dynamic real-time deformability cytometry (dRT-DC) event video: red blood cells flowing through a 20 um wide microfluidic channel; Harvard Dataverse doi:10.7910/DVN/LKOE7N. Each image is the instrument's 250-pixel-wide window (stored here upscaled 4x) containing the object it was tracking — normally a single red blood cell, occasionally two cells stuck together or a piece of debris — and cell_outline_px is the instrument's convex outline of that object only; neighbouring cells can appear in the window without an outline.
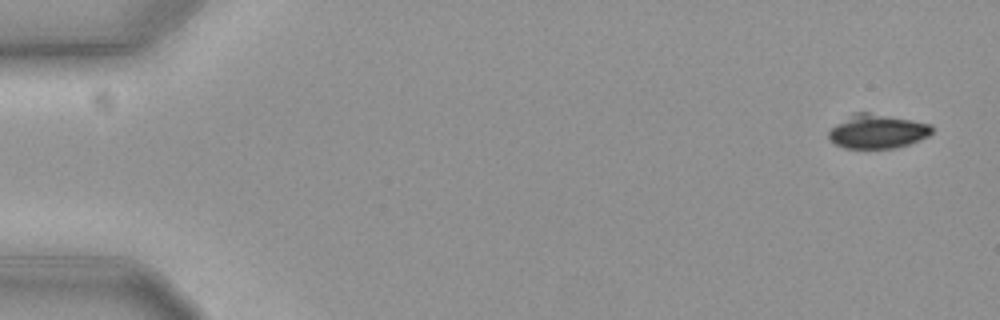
{"species": "common noctule bat (a hibernating species)", "species_latin": "Nyctalus noctula", "temperature_condition": "cold", "stored_images_in_passage": 17, "camera_frame_rate_fps": 3000, "um_per_image_px": 0.085, "animal": {"sex": "female", "body_mass_g": 19.3, "forearm_length_mm": 54.1}, "frame": {"image": 1, "passage_image": 1, "time_ms": 0.0, "image_size_px": [1000, 320], "cell_outline_px": [[932, 132], [928, 136], [920, 140], [896, 148], [844, 148], [836, 144], [828, 136], [828, 132], [836, 124], [856, 112], [868, 112], [932, 124]], "centroid_in_image_um": [74.6, 11.17], "position_along_channel_um": 10.4, "area_um2": 20.23}}
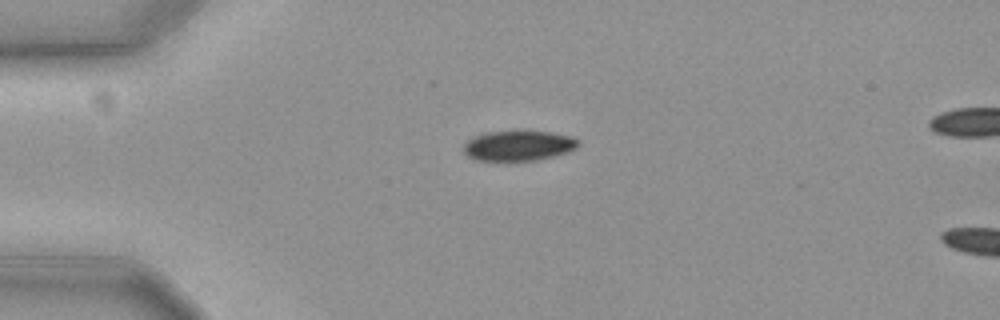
{"frame": {"image": 2, "passage_image": 13, "time_ms": 4.0, "image_size_px": [1000, 320], "cell_outline_px": [[580, 144], [576, 148], [568, 152], [556, 156], [536, 160], [476, 160], [468, 156], [464, 152], [464, 144], [468, 140], [480, 132], [552, 132], [572, 136], [580, 140]], "centroid_in_image_um": [44.1, 12.38], "position_along_channel_um": 40.9, "area_um2": 20.11}}